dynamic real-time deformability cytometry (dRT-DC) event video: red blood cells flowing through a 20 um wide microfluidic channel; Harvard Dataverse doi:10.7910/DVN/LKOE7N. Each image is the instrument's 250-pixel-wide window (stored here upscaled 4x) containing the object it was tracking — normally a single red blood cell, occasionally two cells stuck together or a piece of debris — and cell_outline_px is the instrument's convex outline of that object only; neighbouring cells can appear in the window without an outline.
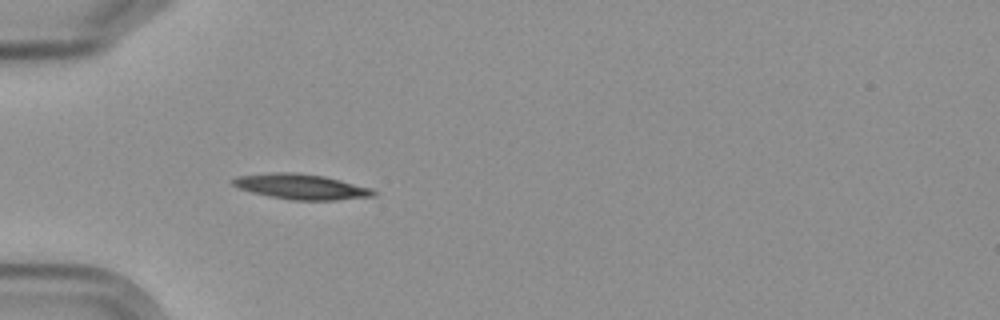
{"species": "Egyptian fruit bat (a non-hibernating species)", "species_latin": "Rousettus aegyptiacus", "temperature_condition": "cold", "stored_images_in_passage": 6, "camera_frame_rate_fps": 3000, "um_per_image_px": 0.085, "frame": {"image": 1, "passage_image": 6, "time_ms": 6.0, "image_size_px": [1000, 320], "cell_outline_px": [[376, 196], [332, 200], [292, 200], [252, 192], [240, 188], [232, 184], [232, 180], [236, 176], [268, 172], [296, 172], [324, 176], [372, 188], [376, 192]], "centroid_in_image_um": [25.6, 15.85], "position_along_channel_um": 59.4, "area_um2": 20.63}}